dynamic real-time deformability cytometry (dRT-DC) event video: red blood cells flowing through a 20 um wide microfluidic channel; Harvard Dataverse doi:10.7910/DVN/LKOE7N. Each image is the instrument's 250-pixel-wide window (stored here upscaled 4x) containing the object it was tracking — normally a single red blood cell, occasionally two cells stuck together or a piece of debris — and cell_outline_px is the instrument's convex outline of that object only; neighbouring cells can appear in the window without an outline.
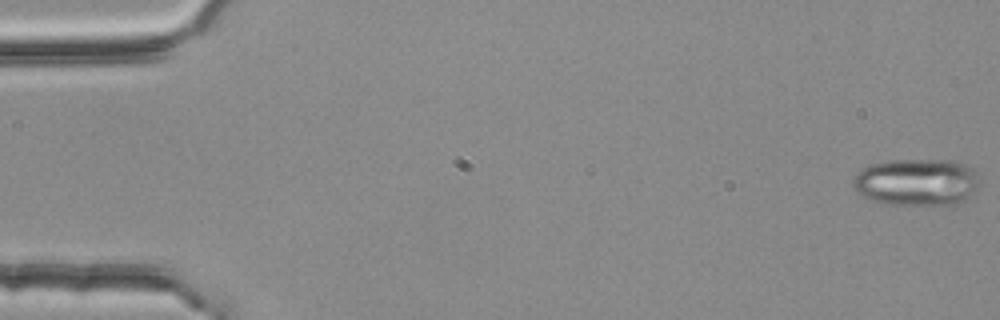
{"species": "common noctule bat (a hibernating species)", "species_latin": "Nyctalus noctula", "temperature_condition": "room temperature", "stored_images_in_passage": 4, "camera_frame_rate_fps": 3000, "um_per_image_px": 0.085, "animal": {"sex": "female", "body_mass_g": 25.1}, "frame": {"image": 1, "passage_image": 1, "time_ms": 0.0, "image_size_px": [1000, 320], "cell_outline_px": [[980, 184], [960, 204], [880, 204], [856, 192], [852, 184], [852, 180], [868, 164], [892, 160], [952, 160], [964, 164], [972, 168], [980, 180]], "centroid_in_image_um": [77.91, 15.48], "position_along_channel_um": 7.1, "area_um2": 34.68}}